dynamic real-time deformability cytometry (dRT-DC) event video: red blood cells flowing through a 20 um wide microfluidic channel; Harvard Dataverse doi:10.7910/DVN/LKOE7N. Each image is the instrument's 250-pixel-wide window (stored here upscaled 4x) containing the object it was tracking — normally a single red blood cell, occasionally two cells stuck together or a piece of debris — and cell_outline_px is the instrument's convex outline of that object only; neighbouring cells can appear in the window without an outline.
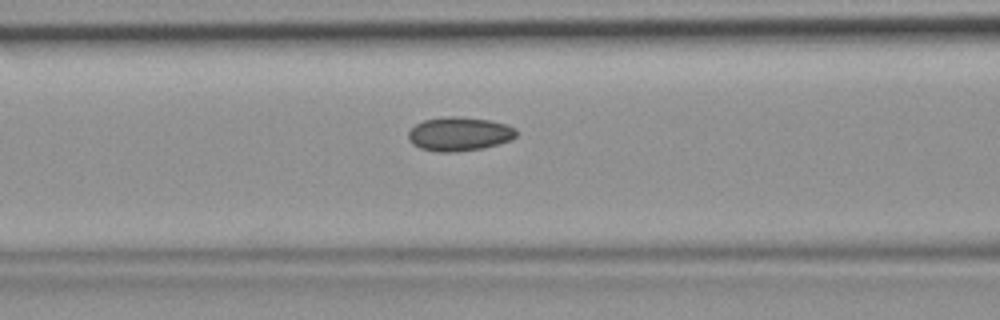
{"species": "common noctule bat (a hibernating species)", "species_latin": "Nyctalus noctula", "temperature_condition": "room temperature", "stored_images_in_passage": 48, "camera_frame_rate_fps": 3000, "um_per_image_px": 0.085, "animal": {"sex": "female", "body_mass_g": 19.9}, "frame": {"image": 1, "passage_image": 20, "time_ms": 6.333, "image_size_px": [1000, 320], "cell_outline_px": [[516, 136], [512, 140], [484, 148], [456, 152], [436, 152], [420, 148], [412, 144], [408, 140], [408, 132], [416, 124], [424, 120], [444, 116], [456, 116], [492, 120], [516, 128]], "centroid_in_image_um": [39.03, 11.39], "position_along_channel_um": 127.6, "area_um2": 21.56}}
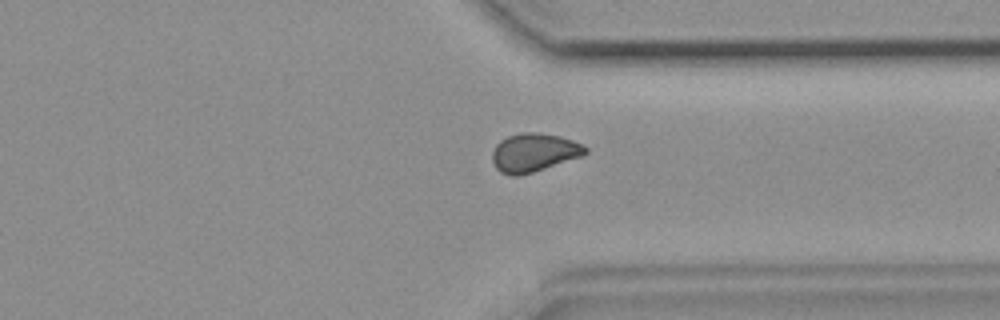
{"frame": {"image": 2, "passage_image": 37, "time_ms": 12.0, "image_size_px": [1000, 320], "cell_outline_px": [[588, 152], [584, 156], [520, 176], [512, 176], [500, 172], [496, 168], [492, 160], [492, 152], [496, 144], [500, 140], [508, 136], [520, 132], [536, 132], [560, 136], [584, 144], [588, 148]], "centroid_in_image_um": [45.4, 12.97], "position_along_channel_um": 366.0, "area_um2": 21.15}}
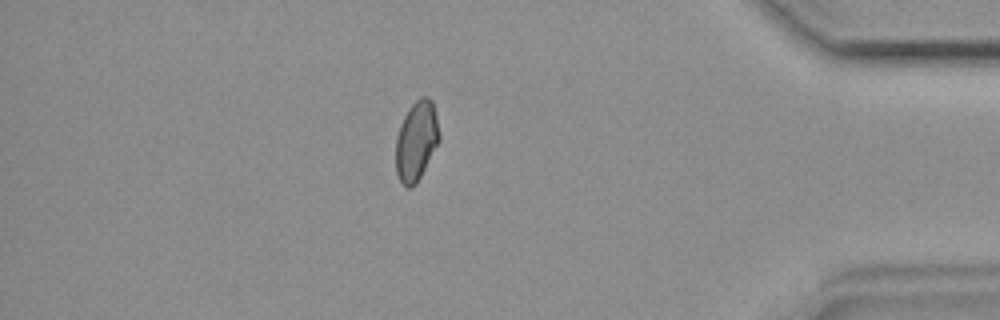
{"frame": {"image": 3, "passage_image": 42, "time_ms": 13.667, "image_size_px": [1000, 320], "cell_outline_px": [[440, 140], [416, 184], [412, 188], [408, 188], [400, 180], [396, 172], [396, 136], [400, 124], [408, 108], [420, 96], [428, 96], [432, 100], [436, 116], [440, 136]], "centroid_in_image_um": [35.39, 11.95], "position_along_channel_um": 399.8, "area_um2": 20.17}}